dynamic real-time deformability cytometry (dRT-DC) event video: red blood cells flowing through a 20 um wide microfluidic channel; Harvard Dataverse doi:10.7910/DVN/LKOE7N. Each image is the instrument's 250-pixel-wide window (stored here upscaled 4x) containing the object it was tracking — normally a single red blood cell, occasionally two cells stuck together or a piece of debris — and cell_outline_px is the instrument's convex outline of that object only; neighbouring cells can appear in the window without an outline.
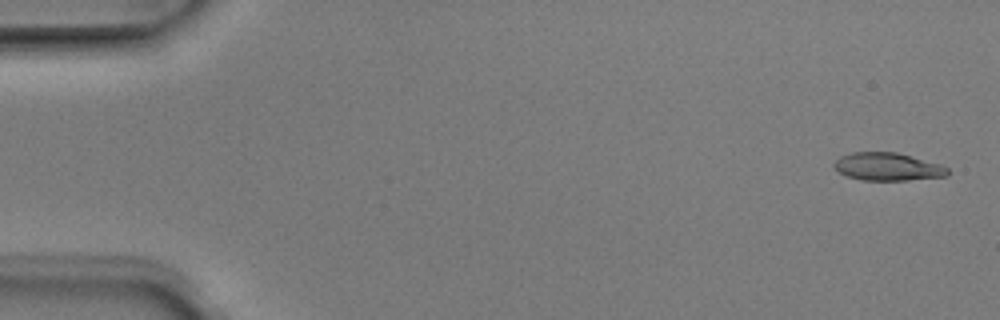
{"species": "Egyptian fruit bat (a non-hibernating species)", "species_latin": "Rousettus aegyptiacus", "temperature_condition": "room temperature", "stored_images_in_passage": 7, "camera_frame_rate_fps": 3000, "um_per_image_px": 0.085, "animal": {"sex": "male"}, "frame": {"image": 1, "passage_image": 1, "time_ms": 0.0, "image_size_px": [1000, 320], "cell_outline_px": [[948, 176], [908, 180], [864, 180], [848, 176], [840, 172], [832, 164], [840, 156], [852, 152], [896, 152], [940, 164], [948, 168]], "centroid_in_image_um": [75.46, 14.17], "position_along_channel_um": 9.5, "area_um2": 18.26}}
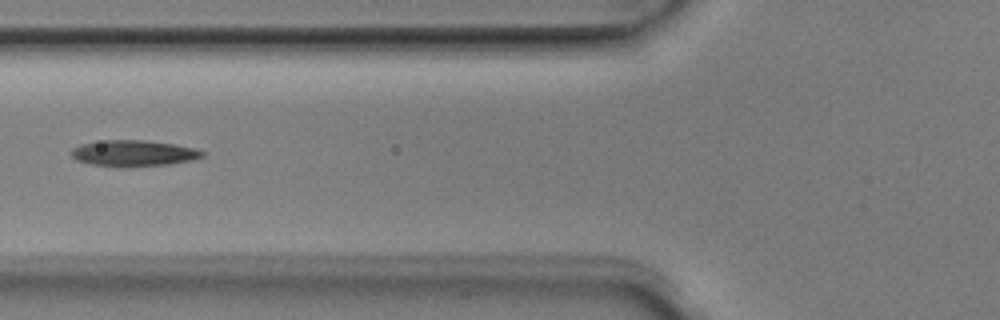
{"frame": {"image": 2, "passage_image": 6, "time_ms": 1.667, "image_size_px": [1000, 320], "cell_outline_px": [[204, 156], [192, 160], [168, 164], [92, 164], [76, 160], [72, 156], [72, 148], [80, 144], [104, 140], [144, 140], [172, 144], [192, 148], [204, 152]], "centroid_in_image_um": [11.34, 12.98], "position_along_channel_um": 114.5, "area_um2": 18.79}}
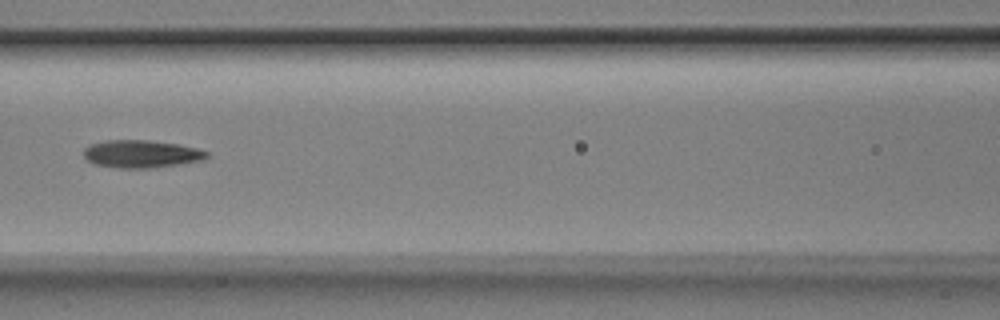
{"frame": {"image": 3, "passage_image": 7, "time_ms": 2.0, "image_size_px": [1000, 320], "cell_outline_px": [[208, 156], [204, 160], [180, 164], [152, 168], [116, 168], [96, 164], [88, 160], [84, 156], [84, 148], [88, 144], [108, 140], [148, 140], [176, 144], [196, 148], [208, 152]], "centroid_in_image_um": [12.0, 13.08], "position_along_channel_um": 154.6, "area_um2": 19.83}}